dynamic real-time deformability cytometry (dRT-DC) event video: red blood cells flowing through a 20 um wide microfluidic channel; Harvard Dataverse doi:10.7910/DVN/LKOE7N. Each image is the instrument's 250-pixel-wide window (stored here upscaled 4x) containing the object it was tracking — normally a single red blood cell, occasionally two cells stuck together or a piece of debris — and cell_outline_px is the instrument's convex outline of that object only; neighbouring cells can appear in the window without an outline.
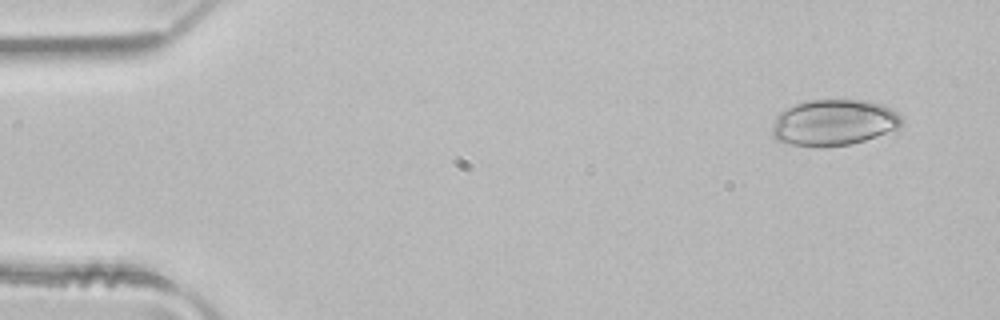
{"species": "common noctule bat (a hibernating species)", "species_latin": "Nyctalus noctula", "temperature_condition": "room temperature", "stored_images_in_passage": 4, "camera_frame_rate_fps": 3000, "um_per_image_px": 0.085, "animal": {"sex": "male", "body_mass_g": 21.5, "forearm_length_mm": 52.0}, "frame": {"image": 1, "passage_image": 1, "time_ms": 0.0, "image_size_px": [1000, 320], "cell_outline_px": [[904, 120], [900, 128], [852, 144], [820, 148], [816, 148], [792, 144], [776, 140], [772, 136], [772, 124], [776, 116], [780, 112], [796, 104], [808, 100], [868, 100], [884, 104], [896, 112]], "centroid_in_image_um": [70.88, 10.43], "position_along_channel_um": 14.1, "area_um2": 35.2}}